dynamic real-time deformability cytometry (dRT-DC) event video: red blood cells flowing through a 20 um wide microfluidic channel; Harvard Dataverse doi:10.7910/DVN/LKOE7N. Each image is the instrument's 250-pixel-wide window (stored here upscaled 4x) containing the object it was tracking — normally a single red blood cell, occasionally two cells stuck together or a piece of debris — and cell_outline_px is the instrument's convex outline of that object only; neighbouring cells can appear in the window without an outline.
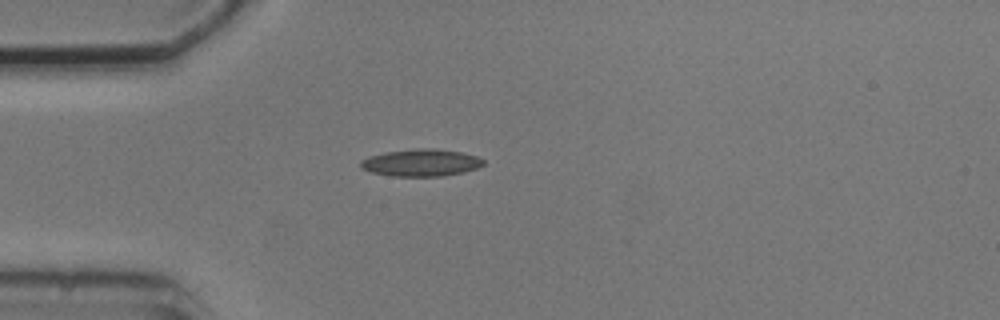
{"species": "common noctule bat (a hibernating species)", "species_latin": "Nyctalus noctula", "temperature_condition": "cold", "stored_images_in_passage": 1, "camera_frame_rate_fps": 3000, "um_per_image_px": 0.085, "animal": {"sex": "male", "body_mass_g": 20.5, "forearm_length_mm": 52.5}, "frame": {"image": 1, "passage_image": 1, "time_ms": 0.0, "image_size_px": [1000, 320], "cell_outline_px": [[484, 164], [476, 168], [464, 172], [440, 176], [392, 176], [372, 172], [360, 168], [360, 160], [368, 156], [384, 152], [416, 148], [436, 148], [460, 152], [476, 156], [484, 160]], "centroid_in_image_um": [35.75, 13.82], "position_along_channel_um": 49.2, "area_um2": 19.48}}